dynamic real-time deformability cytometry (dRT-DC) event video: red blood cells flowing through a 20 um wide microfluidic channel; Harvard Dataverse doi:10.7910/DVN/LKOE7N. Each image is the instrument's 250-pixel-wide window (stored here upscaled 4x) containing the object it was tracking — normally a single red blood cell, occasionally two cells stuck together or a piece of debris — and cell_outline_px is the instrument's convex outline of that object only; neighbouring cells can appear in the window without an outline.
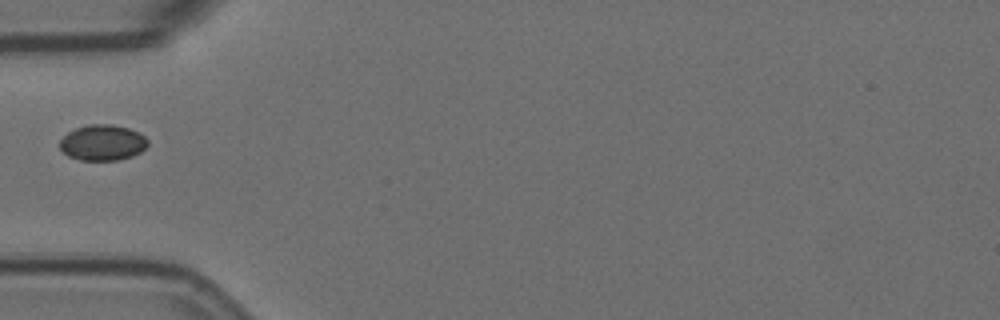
{"species": "Egyptian fruit bat (a non-hibernating species)", "species_latin": "Rousettus aegyptiacus", "temperature_condition": "room temperature", "stored_images_in_passage": 6, "camera_frame_rate_fps": 3000, "um_per_image_px": 0.085, "animal": {"sex": "female"}, "frame": {"image": 1, "passage_image": 6, "time_ms": 1.667, "image_size_px": [1000, 320], "cell_outline_px": [[148, 144], [140, 152], [132, 156], [120, 160], [80, 160], [68, 156], [60, 148], [60, 140], [68, 132], [76, 128], [92, 124], [112, 124], [128, 128], [144, 136], [148, 140]], "centroid_in_image_um": [8.72, 12.13], "position_along_channel_um": 76.3, "area_um2": 18.21}}